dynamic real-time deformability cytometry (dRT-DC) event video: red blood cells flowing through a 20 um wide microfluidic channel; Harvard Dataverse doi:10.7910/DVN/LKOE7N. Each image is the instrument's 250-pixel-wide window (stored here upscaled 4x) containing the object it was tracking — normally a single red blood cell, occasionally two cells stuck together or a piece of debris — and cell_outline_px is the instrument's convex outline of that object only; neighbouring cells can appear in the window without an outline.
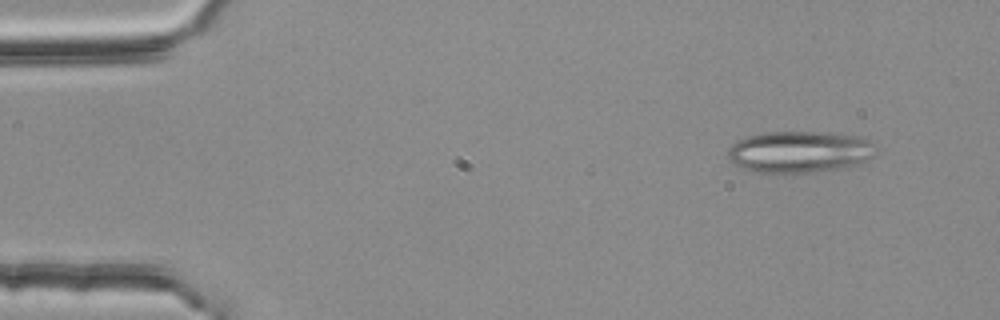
{"species": "common noctule bat (a hibernating species)", "species_latin": "Nyctalus noctula", "temperature_condition": "room temperature", "stored_images_in_passage": 4, "camera_frame_rate_fps": 3000, "um_per_image_px": 0.085, "animal": {"sex": "female", "body_mass_g": 25.1}, "frame": {"image": 1, "passage_image": 1, "time_ms": 0.0, "image_size_px": [1000, 320], "cell_outline_px": [[876, 144], [872, 156], [848, 168], [812, 172], [752, 172], [740, 168], [728, 156], [728, 148], [736, 140], [748, 136], [764, 132], [820, 132], [860, 136]], "centroid_in_image_um": [67.95, 12.9], "position_along_channel_um": 17.1, "area_um2": 35.89}}